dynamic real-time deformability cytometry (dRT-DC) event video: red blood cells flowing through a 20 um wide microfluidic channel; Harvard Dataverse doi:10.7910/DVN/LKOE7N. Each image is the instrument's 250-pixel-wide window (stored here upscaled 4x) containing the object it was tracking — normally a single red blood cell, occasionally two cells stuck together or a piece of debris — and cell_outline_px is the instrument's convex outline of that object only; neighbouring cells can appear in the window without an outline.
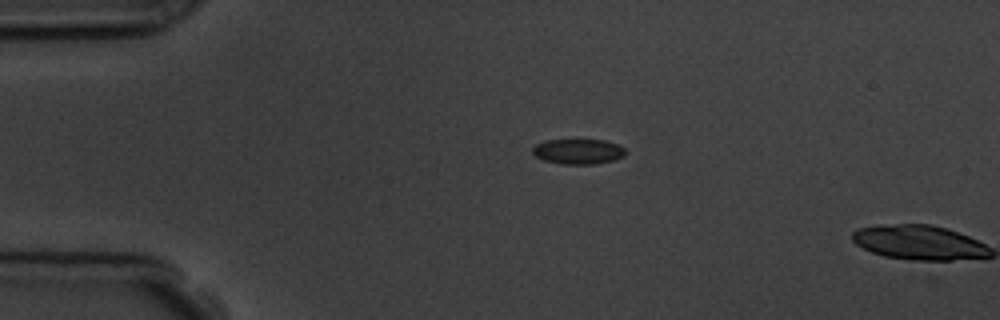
{"species": "common noctule bat (a hibernating species)", "species_latin": "Nyctalus noctula", "temperature_condition": "room temperature", "stored_images_in_passage": 4, "camera_frame_rate_fps": 3000, "um_per_image_px": 0.085, "animal": {"sex": "male", "body_mass_g": 19.5, "forearm_length_mm": 54.6}, "frame": {"image": 1, "passage_image": 4, "time_ms": 4.333, "image_size_px": [1000, 320], "cell_outline_px": [[628, 152], [624, 156], [612, 160], [596, 164], [560, 164], [544, 160], [536, 156], [532, 152], [532, 148], [536, 144], [544, 140], [604, 140], [616, 144], [624, 148]], "centroid_in_image_um": [49.14, 12.88], "position_along_channel_um": 35.9, "area_um2": 13.64}}